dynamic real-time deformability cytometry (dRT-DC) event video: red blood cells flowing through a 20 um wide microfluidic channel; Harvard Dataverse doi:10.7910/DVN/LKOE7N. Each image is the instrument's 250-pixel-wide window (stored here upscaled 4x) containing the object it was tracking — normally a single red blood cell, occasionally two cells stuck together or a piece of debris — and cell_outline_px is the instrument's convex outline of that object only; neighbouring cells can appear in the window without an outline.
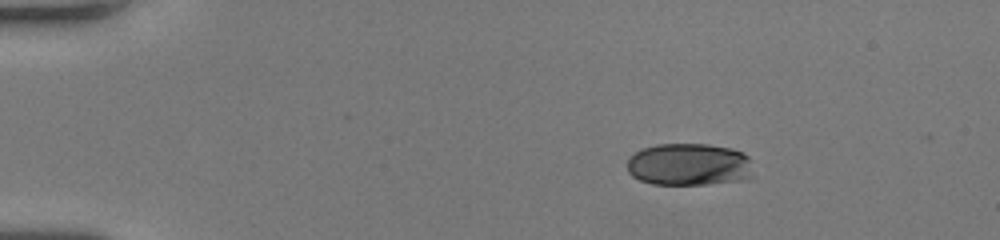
{"species": "human", "species_latin": "Homo sapiens", "temperature_condition": "room temperature", "stored_images_in_passage": 46, "camera_frame_rate_fps": 3000, "um_per_image_px": 0.085, "donor": {"sex": "female"}, "frame": {"image": 1, "passage_image": 1, "time_ms": 0.0, "image_size_px": [1000, 240], "cell_outline_px": [[752, 176], [740, 180], [704, 184], [652, 184], [640, 180], [632, 176], [628, 172], [628, 156], [640, 148], [656, 144], [708, 144], [732, 148], [744, 152], [748, 156]], "centroid_in_image_um": [58.52, 13.96], "position_along_channel_um": 26.5, "area_um2": 31.27}}
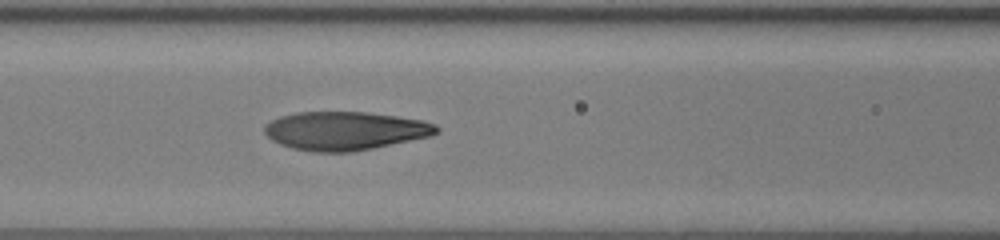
{"frame": {"image": 2, "passage_image": 18, "time_ms": 5.667, "image_size_px": [1000, 240], "cell_outline_px": [[440, 132], [432, 136], [352, 152], [316, 152], [292, 148], [280, 144], [272, 140], [264, 132], [264, 124], [280, 116], [296, 112], [364, 112], [396, 116], [424, 120], [436, 124], [440, 128]], "centroid_in_image_um": [29.35, 11.11], "position_along_channel_um": 137.2, "area_um2": 38.73}}
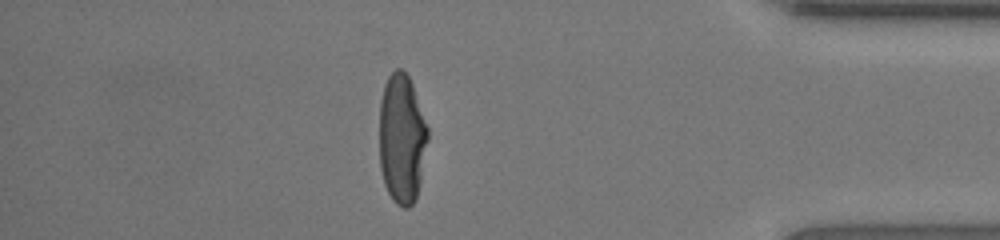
{"frame": {"image": 3, "passage_image": 40, "time_ms": 13.0, "image_size_px": [1000, 240], "cell_outline_px": [[428, 140], [416, 200], [408, 208], [404, 208], [396, 204], [392, 200], [384, 184], [380, 168], [380, 100], [384, 84], [388, 76], [396, 68], [400, 68], [408, 76], [412, 84], [428, 128]], "centroid_in_image_um": [34.15, 11.81], "position_along_channel_um": 401.1, "area_um2": 36.65}, "authors_computed_cell_mechanics": {"area_um2": 37.5989, "velocity_mm_per_s": 4.0346, "shape_relaxation_time_tau1_ms": 7.6597, "shape_relaxation_time_tau2_ms": 0.6746, "deformation_change_tau1": 0.3105, "deformation_change_tau2": 0.0563}}